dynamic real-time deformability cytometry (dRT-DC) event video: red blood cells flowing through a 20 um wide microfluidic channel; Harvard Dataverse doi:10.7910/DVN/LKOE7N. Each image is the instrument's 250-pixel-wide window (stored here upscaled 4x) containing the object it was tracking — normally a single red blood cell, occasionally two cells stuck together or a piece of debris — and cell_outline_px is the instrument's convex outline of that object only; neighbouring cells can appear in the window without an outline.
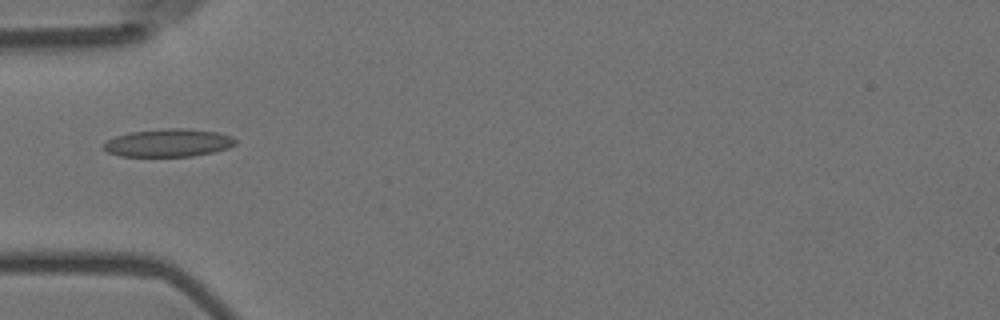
{"species": "Egyptian fruit bat (a non-hibernating species)", "species_latin": "Rousettus aegyptiacus", "temperature_condition": "room temperature", "stored_images_in_passage": 5, "camera_frame_rate_fps": 3000, "um_per_image_px": 0.085, "animal": {"sex": "female"}, "frame": {"image": 1, "passage_image": 5, "time_ms": 1.333, "image_size_px": [1000, 320], "cell_outline_px": [[236, 144], [228, 148], [212, 152], [192, 156], [120, 156], [108, 152], [104, 148], [104, 144], [108, 140], [116, 136], [128, 132], [168, 128], [184, 128], [216, 132], [232, 136], [236, 140]], "centroid_in_image_um": [14.32, 12.14], "position_along_channel_um": 70.7, "area_um2": 21.27}}